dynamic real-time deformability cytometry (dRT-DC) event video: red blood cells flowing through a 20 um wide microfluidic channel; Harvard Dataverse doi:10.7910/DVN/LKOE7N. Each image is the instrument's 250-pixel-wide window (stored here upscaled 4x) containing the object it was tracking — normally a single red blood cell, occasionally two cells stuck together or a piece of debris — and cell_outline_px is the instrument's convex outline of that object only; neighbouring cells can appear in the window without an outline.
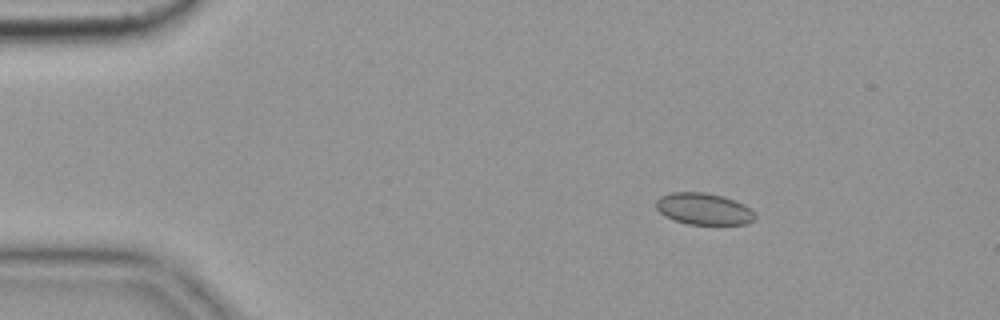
{"species": "common noctule bat (a hibernating species)", "species_latin": "Nyctalus noctula", "temperature_condition": "cold", "stored_images_in_passage": 2, "camera_frame_rate_fps": 3000, "um_per_image_px": 0.085, "animal": {"sex": "female", "body_mass_g": 19.9}, "frame": {"image": 1, "passage_image": 1, "time_ms": 0.0, "image_size_px": [1000, 320], "cell_outline_px": [[756, 216], [752, 220], [744, 224], [688, 224], [676, 220], [660, 212], [656, 208], [656, 200], [660, 196], [672, 192], [704, 192], [724, 196], [744, 204]], "centroid_in_image_um": [59.8, 17.74], "position_along_channel_um": 25.2, "area_um2": 17.98}}